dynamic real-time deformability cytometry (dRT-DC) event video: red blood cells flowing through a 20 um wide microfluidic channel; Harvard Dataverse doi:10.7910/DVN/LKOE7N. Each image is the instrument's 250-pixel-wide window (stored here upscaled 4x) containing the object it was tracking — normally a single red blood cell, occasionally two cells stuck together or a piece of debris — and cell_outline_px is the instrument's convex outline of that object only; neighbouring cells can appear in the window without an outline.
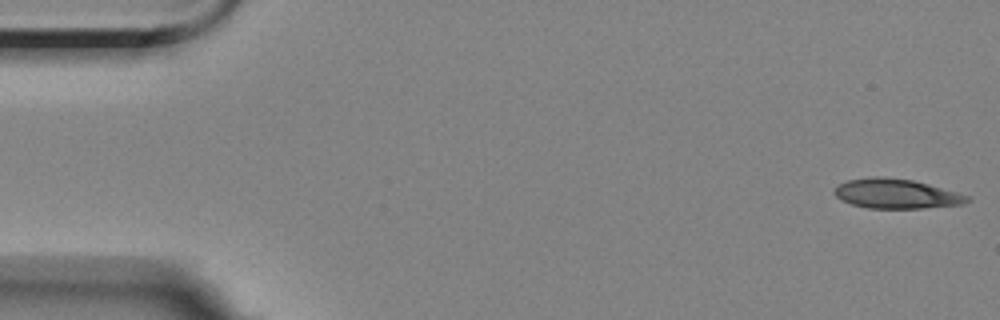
{"species": "Egyptian fruit bat (a non-hibernating species)", "species_latin": "Rousettus aegyptiacus", "temperature_condition": "room temperature", "stored_images_in_passage": 5, "camera_frame_rate_fps": 3000, "um_per_image_px": 0.085, "animal": {"sex": "female"}, "frame": {"image": 1, "passage_image": 1, "time_ms": 0.0, "image_size_px": [1000, 320], "cell_outline_px": [[972, 200], [964, 204], [924, 208], [868, 208], [852, 204], [836, 196], [832, 192], [840, 184], [848, 180], [872, 176], [880, 176], [912, 180], [928, 184], [956, 192], [968, 196]], "centroid_in_image_um": [76.19, 16.47], "position_along_channel_um": 8.8, "area_um2": 22.72}}
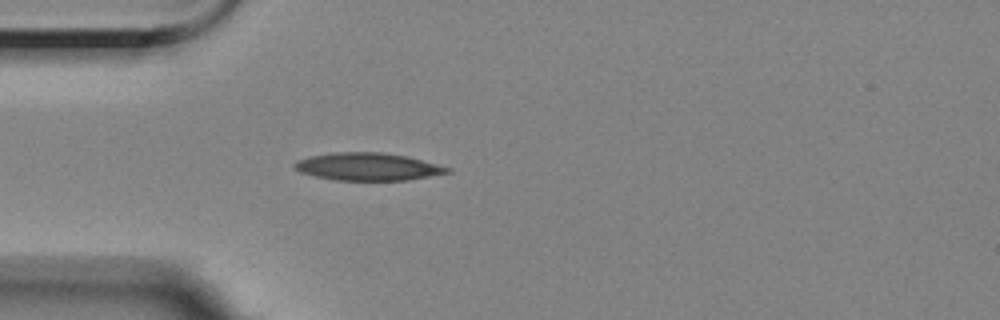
{"frame": {"image": 2, "passage_image": 5, "time_ms": 1.333, "image_size_px": [1000, 320], "cell_outline_px": [[452, 172], [408, 180], [336, 180], [316, 176], [300, 172], [292, 164], [300, 160], [312, 156], [336, 152], [380, 152], [408, 156], [452, 168]], "centroid_in_image_um": [31.33, 14.17], "position_along_channel_um": 53.7, "area_um2": 24.39}}